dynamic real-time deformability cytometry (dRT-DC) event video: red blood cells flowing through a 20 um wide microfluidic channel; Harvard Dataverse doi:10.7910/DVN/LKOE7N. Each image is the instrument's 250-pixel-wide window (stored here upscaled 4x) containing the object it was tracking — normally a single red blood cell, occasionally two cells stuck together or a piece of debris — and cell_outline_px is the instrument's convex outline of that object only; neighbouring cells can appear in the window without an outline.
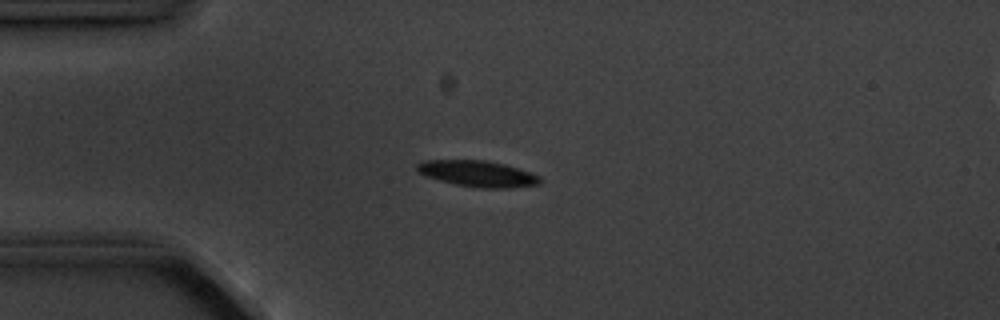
{"species": "common noctule bat (a hibernating species)", "species_latin": "Nyctalus noctula", "temperature_condition": "cold", "stored_images_in_passage": 4, "camera_frame_rate_fps": 3000, "um_per_image_px": 0.085, "animal": {"sex": "male", "body_mass_g": 20.1, "forearm_length_mm": 53.5}, "frame": {"image": 1, "passage_image": 4, "time_ms": 3.333, "image_size_px": [1000, 320], "cell_outline_px": [[544, 180], [540, 184], [512, 188], [480, 188], [456, 184], [424, 176], [416, 168], [416, 164], [424, 160], [484, 160], [504, 164], [540, 176]], "centroid_in_image_um": [40.62, 14.77], "position_along_channel_um": 44.4, "area_um2": 18.67}}